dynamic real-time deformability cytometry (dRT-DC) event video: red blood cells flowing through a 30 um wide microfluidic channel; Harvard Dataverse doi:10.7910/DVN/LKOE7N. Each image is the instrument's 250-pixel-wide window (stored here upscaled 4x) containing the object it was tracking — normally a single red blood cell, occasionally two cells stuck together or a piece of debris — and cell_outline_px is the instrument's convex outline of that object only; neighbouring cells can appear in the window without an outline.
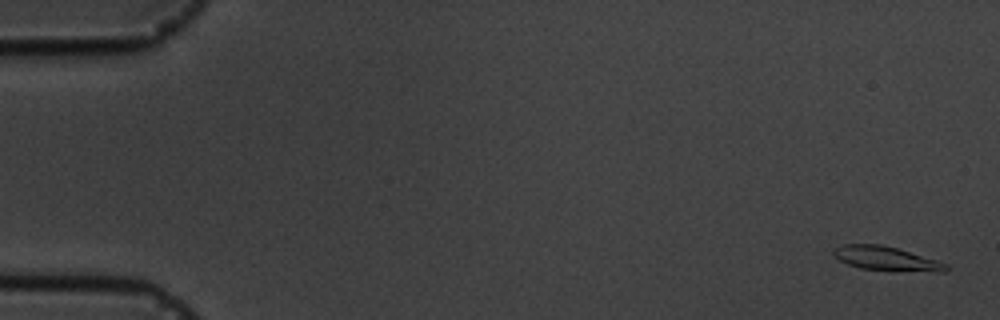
{"species": "common noctule bat (a hibernating species)", "species_latin": "Nyctalus noctula", "temperature_condition": "cold", "stored_images_in_passage": 5, "camera_frame_rate_fps": 3000, "um_per_image_px": 0.085, "animal": {"sex": "male", "body_mass_g": 19.5, "forearm_length_mm": 54.6}, "frame": {"image": 1, "passage_image": 1, "time_ms": 0.0, "image_size_px": [1000, 320], "cell_outline_px": [[952, 268], [944, 272], [936, 272], [860, 268], [848, 264], [832, 256], [832, 252], [836, 248], [844, 244], [880, 244], [896, 248], [936, 260], [948, 264]], "centroid_in_image_um": [75.35, 21.98], "position_along_channel_um": 9.6, "area_um2": 15.55}}